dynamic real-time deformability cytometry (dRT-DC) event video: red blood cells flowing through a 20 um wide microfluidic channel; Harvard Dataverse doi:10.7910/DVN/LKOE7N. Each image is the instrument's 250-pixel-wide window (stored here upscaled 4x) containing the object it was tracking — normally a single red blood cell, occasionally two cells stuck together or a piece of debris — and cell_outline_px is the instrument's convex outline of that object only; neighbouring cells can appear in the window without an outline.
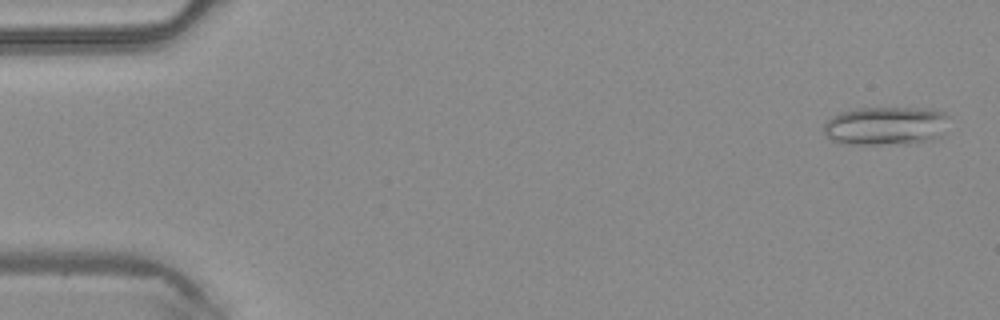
{"species": "common noctule bat (a hibernating species)", "species_latin": "Nyctalus noctula", "temperature_condition": "warm", "stored_images_in_passage": 46, "camera_frame_rate_fps": 3000, "um_per_image_px": 0.085, "animal": {"sex": "male", "body_mass_g": 20.4}, "frame": {"image": 1, "passage_image": 2, "time_ms": 0.333, "image_size_px": [1000, 320], "cell_outline_px": [[948, 116], [944, 132], [940, 136], [928, 140], [908, 144], [840, 144], [832, 140], [824, 132], [824, 124], [832, 116], [840, 112], [856, 108], [932, 108], [944, 112]], "centroid_in_image_um": [75.29, 10.69], "position_along_channel_um": 9.7, "area_um2": 28.38}}
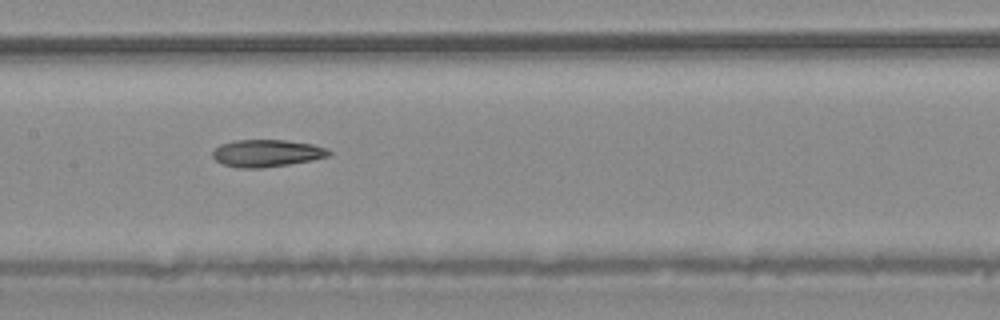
{"frame": {"image": 2, "passage_image": 23, "time_ms": 7.333, "image_size_px": [1000, 320], "cell_outline_px": [[332, 152], [328, 156], [312, 160], [264, 168], [236, 168], [224, 164], [216, 160], [212, 156], [212, 152], [220, 144], [232, 140], [284, 140], [312, 144], [328, 148]], "centroid_in_image_um": [22.67, 13.02], "position_along_channel_um": 184.7, "area_um2": 18.5}}
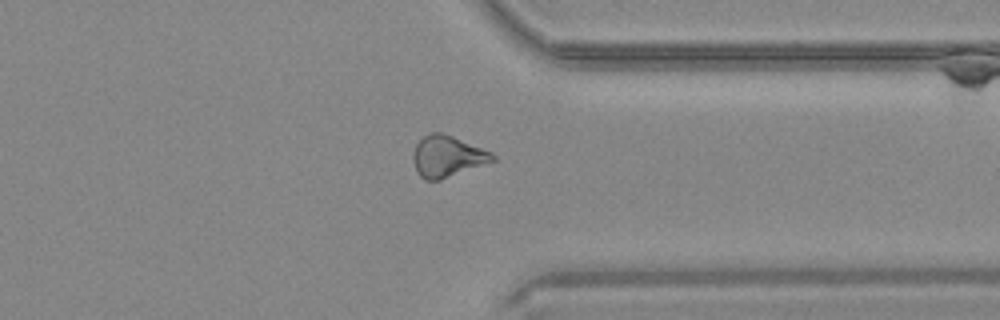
{"frame": {"image": 3, "passage_image": 36, "time_ms": 11.667, "image_size_px": [1000, 320], "cell_outline_px": [[496, 160], [440, 180], [424, 180], [420, 176], [416, 168], [412, 156], [416, 144], [424, 136], [432, 132], [440, 132], [452, 136], [492, 152], [496, 156]], "centroid_in_image_um": [38.03, 13.29], "position_along_channel_um": 373.4, "area_um2": 18.9}}